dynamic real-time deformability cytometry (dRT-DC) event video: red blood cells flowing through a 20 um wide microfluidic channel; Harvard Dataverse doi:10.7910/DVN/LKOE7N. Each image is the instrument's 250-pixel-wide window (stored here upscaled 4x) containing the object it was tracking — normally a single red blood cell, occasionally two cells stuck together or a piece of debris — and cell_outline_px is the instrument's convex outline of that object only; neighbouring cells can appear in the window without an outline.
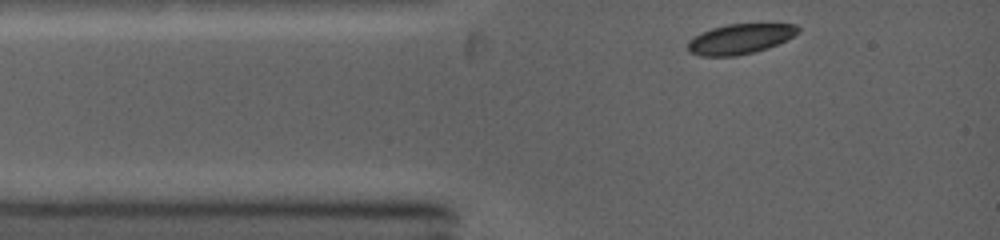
{"species": "common noctule bat (a hibernating species)", "species_latin": "Nyctalus noctula", "temperature_condition": "warm", "stored_images_in_passage": 45, "camera_frame_rate_fps": 5000, "um_per_image_px": 0.085, "animal": {"sex": "female", "body_mass_g": 19.0, "forearm_length_mm": 53.3}, "frame": {"image": 1, "passage_image": 1, "time_ms": 0.0, "image_size_px": [1000, 240], "cell_outline_px": [[800, 32], [768, 48], [736, 56], [700, 56], [688, 52], [688, 40], [712, 28], [728, 24], [796, 24], [800, 28]], "centroid_in_image_um": [62.89, 3.31], "position_along_channel_um": 22.1, "area_um2": 19.07}}
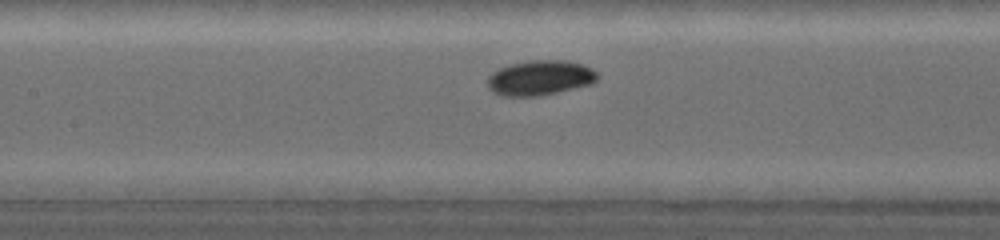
{"frame": {"image": 2, "passage_image": 18, "time_ms": 3.8, "image_size_px": [1000, 240], "cell_outline_px": [[596, 80], [592, 84], [556, 92], [536, 96], [500, 96], [492, 92], [488, 88], [488, 76], [492, 72], [500, 68], [512, 64], [532, 60], [564, 60], [580, 64], [596, 72]], "centroid_in_image_um": [45.84, 6.63], "position_along_channel_um": 161.6, "area_um2": 22.08}}
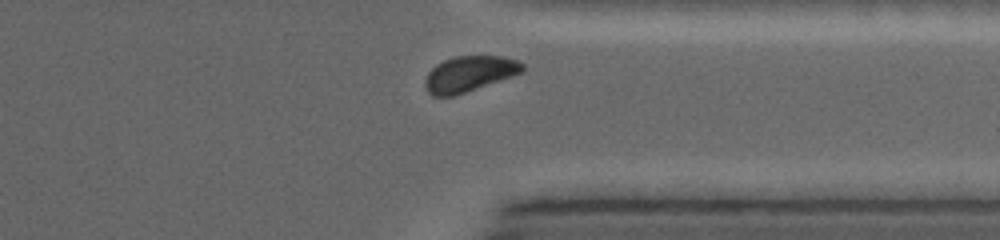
{"frame": {"image": 3, "passage_image": 42, "time_ms": 8.8, "image_size_px": [1000, 240], "cell_outline_px": [[524, 68], [520, 72], [512, 76], [452, 96], [432, 96], [428, 92], [424, 84], [424, 80], [428, 72], [436, 64], [452, 56], [504, 56], [520, 60], [524, 64]], "centroid_in_image_um": [39.87, 6.25], "position_along_channel_um": 371.5, "area_um2": 20.11}, "authors_computed_cell_mechanics": {"area_um2": 20.8658, "velocity_mm_per_s": 4.2072, "shape_relaxation_time_tau1_ms": 4.4686, "shape_relaxation_time_tau2_ms": null, "deformation_change_tau1": 0.1744, "deformation_change_tau2": null}}